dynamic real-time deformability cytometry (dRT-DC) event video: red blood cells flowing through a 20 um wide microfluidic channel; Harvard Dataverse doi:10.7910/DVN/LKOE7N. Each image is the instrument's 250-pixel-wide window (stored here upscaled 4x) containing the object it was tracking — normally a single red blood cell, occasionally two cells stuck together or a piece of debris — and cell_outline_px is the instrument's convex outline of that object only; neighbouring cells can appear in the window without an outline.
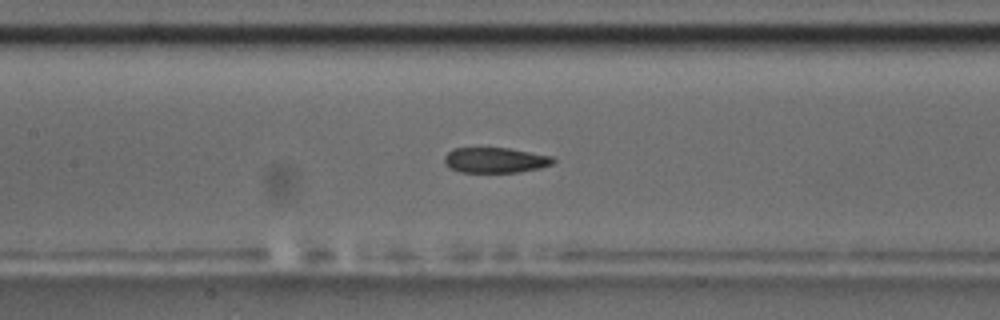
{"species": "common noctule bat (a hibernating species)", "species_latin": "Nyctalus noctula", "temperature_condition": "room temperature", "stored_images_in_passage": 41, "camera_frame_rate_fps": 3000, "um_per_image_px": 0.085, "animal": {"sex": "male", "body_mass_g": 17.5, "forearm_length_mm": 52.3}, "frame": {"image": 1, "passage_image": 12, "time_ms": 3.667, "image_size_px": [1000, 320], "cell_outline_px": [[556, 160], [552, 164], [540, 168], [520, 172], [460, 172], [444, 164], [444, 156], [452, 148], [508, 148], [552, 156]], "centroid_in_image_um": [42.09, 13.61], "position_along_channel_um": 165.3, "area_um2": 16.07}}
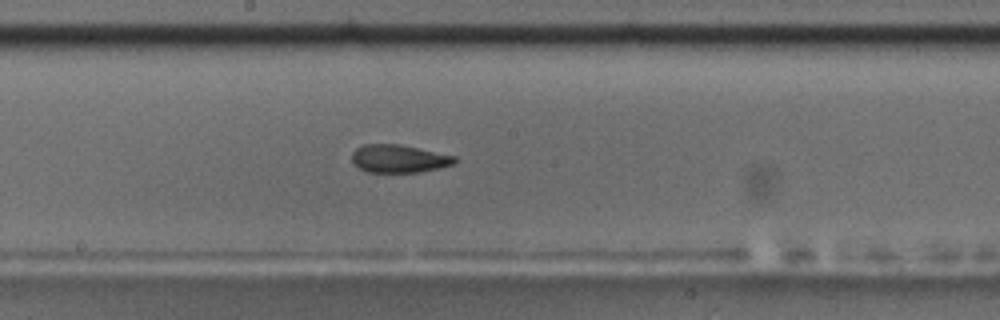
{"frame": {"image": 2, "passage_image": 16, "time_ms": 5.0, "image_size_px": [1000, 320], "cell_outline_px": [[456, 160], [452, 164], [440, 168], [420, 172], [368, 172], [352, 164], [352, 152], [356, 148], [364, 144], [396, 144], [456, 156]], "centroid_in_image_um": [33.86, 13.49], "position_along_channel_um": 214.3, "area_um2": 16.59}}
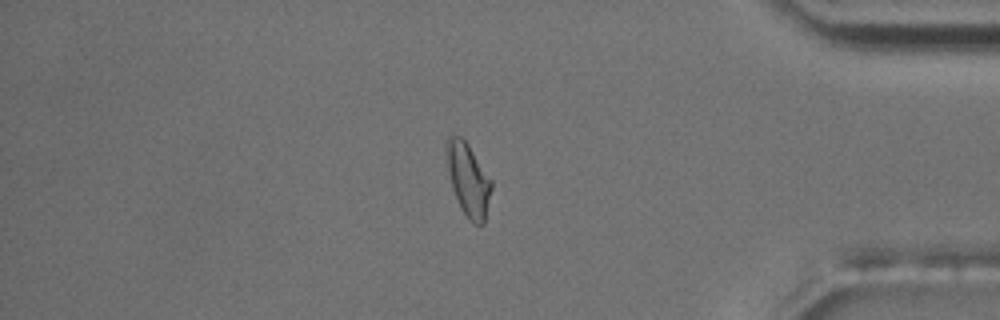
{"frame": {"image": 3, "passage_image": 33, "time_ms": 10.667, "image_size_px": [1000, 320], "cell_outline_px": [[492, 188], [484, 224], [476, 224], [468, 220], [452, 188], [448, 172], [444, 148], [448, 136], [452, 132], [460, 136], [468, 144], [492, 180]], "centroid_in_image_um": [39.78, 15.2], "position_along_channel_um": 395.4, "area_um2": 19.19}, "authors_computed_cell_mechanics": {"area_um2": 17.5134, "velocity_mm_per_s": 3.7031, "shape_relaxation_time_tau1_ms": null, "shape_relaxation_time_tau2_ms": 1.1624, "deformation_change_tau1": null, "deformation_change_tau2": 0.0633}}